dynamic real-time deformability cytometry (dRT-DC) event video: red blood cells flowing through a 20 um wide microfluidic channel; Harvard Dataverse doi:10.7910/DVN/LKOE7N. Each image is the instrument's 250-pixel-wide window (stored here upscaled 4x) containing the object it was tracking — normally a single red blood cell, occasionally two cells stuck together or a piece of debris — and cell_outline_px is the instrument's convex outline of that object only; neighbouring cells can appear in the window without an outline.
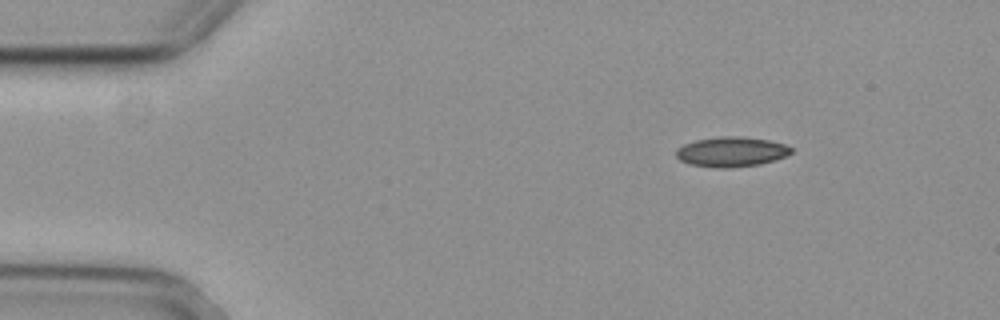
{"species": "common noctule bat (a hibernating species)", "species_latin": "Nyctalus noctula", "temperature_condition": "cold", "stored_images_in_passage": 49, "camera_frame_rate_fps": 3000, "um_per_image_px": 0.085, "animal": {"sex": "female", "body_mass_g": 29.2, "forearm_length_mm": 56.3}, "frame": {"image": 1, "passage_image": 1, "time_ms": 0.0, "image_size_px": [1000, 320], "cell_outline_px": [[792, 152], [784, 156], [760, 164], [728, 168], [716, 168], [688, 164], [680, 160], [676, 156], [676, 148], [684, 144], [696, 140], [720, 136], [740, 136], [768, 140], [784, 144], [792, 148]], "centroid_in_image_um": [62.12, 12.9], "position_along_channel_um": 22.9, "area_um2": 20.0}}
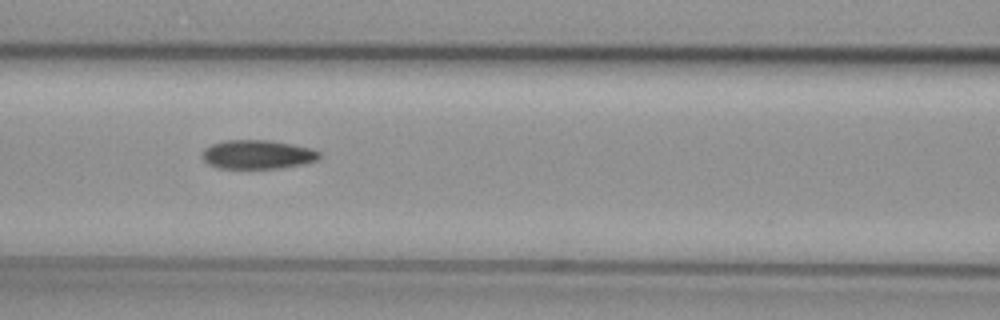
{"frame": {"image": 2, "passage_image": 17, "time_ms": 5.333, "image_size_px": [1000, 320], "cell_outline_px": [[320, 160], [304, 164], [280, 168], [216, 168], [208, 164], [200, 156], [204, 148], [212, 144], [224, 140], [272, 140], [312, 148], [320, 152]], "centroid_in_image_um": [21.89, 13.13], "position_along_channel_um": 144.7, "area_um2": 20.06}}
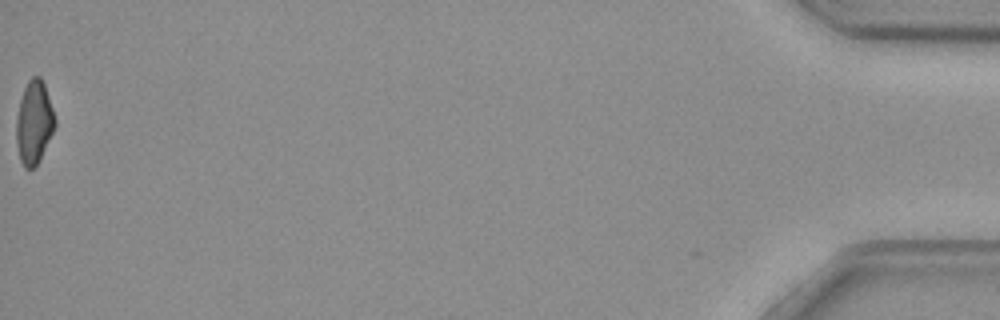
{"frame": {"image": 3, "passage_image": 49, "time_ms": 16.0, "image_size_px": [1000, 320], "cell_outline_px": [[56, 124], [40, 160], [32, 168], [24, 168], [20, 160], [16, 140], [16, 120], [20, 100], [24, 88], [28, 80], [32, 76], [40, 76], [44, 84], [56, 120]], "centroid_in_image_um": [2.89, 10.4], "position_along_channel_um": 432.3, "area_um2": 18.55}, "authors_computed_cell_mechanics": {"area_um2": 19.9988, "velocity_mm_per_s": 3.7136, "shape_relaxation_time_tau1_ms": 11.0797, "shape_relaxation_time_tau2_ms": 5.906, "deformation_change_tau1": 0.1864, "deformation_change_tau2": 0.1045}}